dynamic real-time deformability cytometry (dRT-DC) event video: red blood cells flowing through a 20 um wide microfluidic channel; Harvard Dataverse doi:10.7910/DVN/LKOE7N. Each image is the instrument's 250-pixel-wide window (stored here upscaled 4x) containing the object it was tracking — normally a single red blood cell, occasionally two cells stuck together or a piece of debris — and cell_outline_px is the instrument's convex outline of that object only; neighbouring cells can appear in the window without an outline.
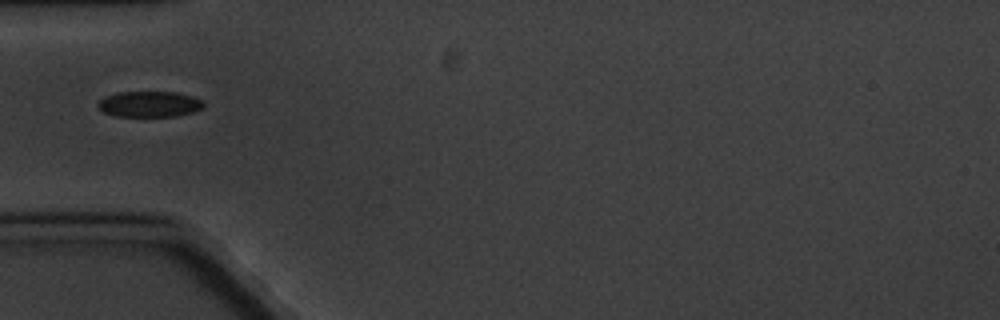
{"species": "common noctule bat (a hibernating species)", "species_latin": "Nyctalus noctula", "temperature_condition": "cold", "stored_images_in_passage": 11, "camera_frame_rate_fps": 3000, "um_per_image_px": 0.085, "animal": {"sex": "male", "body_mass_g": 20.1, "forearm_length_mm": 53.5}, "frame": {"image": 1, "passage_image": 5, "time_ms": 5.333, "image_size_px": [1000, 320], "cell_outline_px": [[204, 108], [192, 112], [176, 116], [116, 116], [104, 112], [96, 104], [104, 96], [116, 92], [176, 92], [192, 96], [200, 100], [204, 104]], "centroid_in_image_um": [12.69, 8.84], "position_along_channel_um": 72.3, "area_um2": 15.84}}